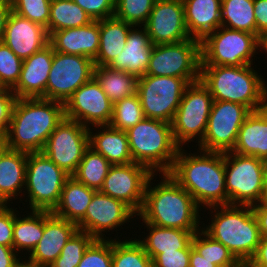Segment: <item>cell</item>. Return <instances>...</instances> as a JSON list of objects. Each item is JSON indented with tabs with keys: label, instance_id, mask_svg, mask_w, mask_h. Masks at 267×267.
<instances>
[{
	"label": "cell",
	"instance_id": "6da1fadb",
	"mask_svg": "<svg viewBox=\"0 0 267 267\" xmlns=\"http://www.w3.org/2000/svg\"><path fill=\"white\" fill-rule=\"evenodd\" d=\"M179 148L171 177L205 207L228 205L225 188L224 153L200 150V154L186 153Z\"/></svg>",
	"mask_w": 267,
	"mask_h": 267
},
{
	"label": "cell",
	"instance_id": "7a4b0ae2",
	"mask_svg": "<svg viewBox=\"0 0 267 267\" xmlns=\"http://www.w3.org/2000/svg\"><path fill=\"white\" fill-rule=\"evenodd\" d=\"M65 118L64 103L44 98H17L4 140L11 150L42 152Z\"/></svg>",
	"mask_w": 267,
	"mask_h": 267
},
{
	"label": "cell",
	"instance_id": "3957f363",
	"mask_svg": "<svg viewBox=\"0 0 267 267\" xmlns=\"http://www.w3.org/2000/svg\"><path fill=\"white\" fill-rule=\"evenodd\" d=\"M154 175L157 176L153 174L148 180L143 205L136 216L158 227L200 230V209L190 193L169 173L161 174L162 181L151 187Z\"/></svg>",
	"mask_w": 267,
	"mask_h": 267
},
{
	"label": "cell",
	"instance_id": "277c9868",
	"mask_svg": "<svg viewBox=\"0 0 267 267\" xmlns=\"http://www.w3.org/2000/svg\"><path fill=\"white\" fill-rule=\"evenodd\" d=\"M251 66H200V81L213 101H230L257 111L267 107V83Z\"/></svg>",
	"mask_w": 267,
	"mask_h": 267
},
{
	"label": "cell",
	"instance_id": "5b68a950",
	"mask_svg": "<svg viewBox=\"0 0 267 267\" xmlns=\"http://www.w3.org/2000/svg\"><path fill=\"white\" fill-rule=\"evenodd\" d=\"M207 209L215 213L211 224L202 226V230L227 247L240 263H248L261 239L252 206L221 205Z\"/></svg>",
	"mask_w": 267,
	"mask_h": 267
},
{
	"label": "cell",
	"instance_id": "8992f818",
	"mask_svg": "<svg viewBox=\"0 0 267 267\" xmlns=\"http://www.w3.org/2000/svg\"><path fill=\"white\" fill-rule=\"evenodd\" d=\"M126 133L133 162L153 174L169 173L180 148L174 141L171 123L144 118Z\"/></svg>",
	"mask_w": 267,
	"mask_h": 267
},
{
	"label": "cell",
	"instance_id": "52a82bcc",
	"mask_svg": "<svg viewBox=\"0 0 267 267\" xmlns=\"http://www.w3.org/2000/svg\"><path fill=\"white\" fill-rule=\"evenodd\" d=\"M228 205L253 206L267 200L261 159L224 152Z\"/></svg>",
	"mask_w": 267,
	"mask_h": 267
},
{
	"label": "cell",
	"instance_id": "ba28073f",
	"mask_svg": "<svg viewBox=\"0 0 267 267\" xmlns=\"http://www.w3.org/2000/svg\"><path fill=\"white\" fill-rule=\"evenodd\" d=\"M257 36L220 26L200 41V66L253 65Z\"/></svg>",
	"mask_w": 267,
	"mask_h": 267
},
{
	"label": "cell",
	"instance_id": "9c48e42d",
	"mask_svg": "<svg viewBox=\"0 0 267 267\" xmlns=\"http://www.w3.org/2000/svg\"><path fill=\"white\" fill-rule=\"evenodd\" d=\"M70 177L43 152L27 154L25 193L30 210L53 211L58 205L65 181Z\"/></svg>",
	"mask_w": 267,
	"mask_h": 267
},
{
	"label": "cell",
	"instance_id": "30bf717a",
	"mask_svg": "<svg viewBox=\"0 0 267 267\" xmlns=\"http://www.w3.org/2000/svg\"><path fill=\"white\" fill-rule=\"evenodd\" d=\"M212 103V95L200 80L187 86L171 123L174 141L180 148L195 137L198 143L202 141Z\"/></svg>",
	"mask_w": 267,
	"mask_h": 267
},
{
	"label": "cell",
	"instance_id": "8fae6325",
	"mask_svg": "<svg viewBox=\"0 0 267 267\" xmlns=\"http://www.w3.org/2000/svg\"><path fill=\"white\" fill-rule=\"evenodd\" d=\"M200 40L158 44L152 48L145 75L178 77L189 83L200 80Z\"/></svg>",
	"mask_w": 267,
	"mask_h": 267
},
{
	"label": "cell",
	"instance_id": "7c38bea8",
	"mask_svg": "<svg viewBox=\"0 0 267 267\" xmlns=\"http://www.w3.org/2000/svg\"><path fill=\"white\" fill-rule=\"evenodd\" d=\"M189 84L186 79L178 77L144 75L138 78L137 94L145 118L172 123Z\"/></svg>",
	"mask_w": 267,
	"mask_h": 267
},
{
	"label": "cell",
	"instance_id": "4fadbf2b",
	"mask_svg": "<svg viewBox=\"0 0 267 267\" xmlns=\"http://www.w3.org/2000/svg\"><path fill=\"white\" fill-rule=\"evenodd\" d=\"M252 111L243 104L213 101L199 150L228 152L235 147L240 127Z\"/></svg>",
	"mask_w": 267,
	"mask_h": 267
},
{
	"label": "cell",
	"instance_id": "5bb4252c",
	"mask_svg": "<svg viewBox=\"0 0 267 267\" xmlns=\"http://www.w3.org/2000/svg\"><path fill=\"white\" fill-rule=\"evenodd\" d=\"M89 147V128L64 118L51 133L42 152L72 176Z\"/></svg>",
	"mask_w": 267,
	"mask_h": 267
},
{
	"label": "cell",
	"instance_id": "9a60e30c",
	"mask_svg": "<svg viewBox=\"0 0 267 267\" xmlns=\"http://www.w3.org/2000/svg\"><path fill=\"white\" fill-rule=\"evenodd\" d=\"M94 67V61L86 56L54 51L47 99L65 104L77 89L94 77Z\"/></svg>",
	"mask_w": 267,
	"mask_h": 267
},
{
	"label": "cell",
	"instance_id": "2e32d148",
	"mask_svg": "<svg viewBox=\"0 0 267 267\" xmlns=\"http://www.w3.org/2000/svg\"><path fill=\"white\" fill-rule=\"evenodd\" d=\"M64 110L66 118L91 128V125H109L113 103L93 77L73 93L64 104Z\"/></svg>",
	"mask_w": 267,
	"mask_h": 267
},
{
	"label": "cell",
	"instance_id": "e0dca14e",
	"mask_svg": "<svg viewBox=\"0 0 267 267\" xmlns=\"http://www.w3.org/2000/svg\"><path fill=\"white\" fill-rule=\"evenodd\" d=\"M153 173L135 162L112 165L100 191L128 205L136 214L142 208L145 189Z\"/></svg>",
	"mask_w": 267,
	"mask_h": 267
},
{
	"label": "cell",
	"instance_id": "ac0fdd59",
	"mask_svg": "<svg viewBox=\"0 0 267 267\" xmlns=\"http://www.w3.org/2000/svg\"><path fill=\"white\" fill-rule=\"evenodd\" d=\"M135 215L137 214L128 205L98 190L94 193L85 216L77 223V227L94 239H104L103 233L115 230L126 222L129 223L132 217H136Z\"/></svg>",
	"mask_w": 267,
	"mask_h": 267
},
{
	"label": "cell",
	"instance_id": "d6986e66",
	"mask_svg": "<svg viewBox=\"0 0 267 267\" xmlns=\"http://www.w3.org/2000/svg\"><path fill=\"white\" fill-rule=\"evenodd\" d=\"M144 26L153 45L178 43L191 38L182 0H156Z\"/></svg>",
	"mask_w": 267,
	"mask_h": 267
},
{
	"label": "cell",
	"instance_id": "ffe728a7",
	"mask_svg": "<svg viewBox=\"0 0 267 267\" xmlns=\"http://www.w3.org/2000/svg\"><path fill=\"white\" fill-rule=\"evenodd\" d=\"M3 43L25 60L49 43L45 27L11 11L5 26Z\"/></svg>",
	"mask_w": 267,
	"mask_h": 267
},
{
	"label": "cell",
	"instance_id": "44dd1931",
	"mask_svg": "<svg viewBox=\"0 0 267 267\" xmlns=\"http://www.w3.org/2000/svg\"><path fill=\"white\" fill-rule=\"evenodd\" d=\"M53 55L54 49L48 43L41 50L23 60L19 81L12 89L16 98L47 99V82Z\"/></svg>",
	"mask_w": 267,
	"mask_h": 267
},
{
	"label": "cell",
	"instance_id": "7402d4cb",
	"mask_svg": "<svg viewBox=\"0 0 267 267\" xmlns=\"http://www.w3.org/2000/svg\"><path fill=\"white\" fill-rule=\"evenodd\" d=\"M77 230L76 223L57 217L51 211L44 210L43 235L27 260L35 264L51 265Z\"/></svg>",
	"mask_w": 267,
	"mask_h": 267
},
{
	"label": "cell",
	"instance_id": "603a6c76",
	"mask_svg": "<svg viewBox=\"0 0 267 267\" xmlns=\"http://www.w3.org/2000/svg\"><path fill=\"white\" fill-rule=\"evenodd\" d=\"M49 43L54 51L86 56L94 61L100 45L99 20L83 27L54 31L49 36Z\"/></svg>",
	"mask_w": 267,
	"mask_h": 267
},
{
	"label": "cell",
	"instance_id": "cb8c5ba5",
	"mask_svg": "<svg viewBox=\"0 0 267 267\" xmlns=\"http://www.w3.org/2000/svg\"><path fill=\"white\" fill-rule=\"evenodd\" d=\"M136 27H131L123 52L108 67L114 70L125 71L140 78L146 73L154 45L147 33V28L145 26ZM139 27L142 28L139 29Z\"/></svg>",
	"mask_w": 267,
	"mask_h": 267
},
{
	"label": "cell",
	"instance_id": "d4e9b609",
	"mask_svg": "<svg viewBox=\"0 0 267 267\" xmlns=\"http://www.w3.org/2000/svg\"><path fill=\"white\" fill-rule=\"evenodd\" d=\"M222 0H182L191 38L202 40L221 26Z\"/></svg>",
	"mask_w": 267,
	"mask_h": 267
},
{
	"label": "cell",
	"instance_id": "484cf974",
	"mask_svg": "<svg viewBox=\"0 0 267 267\" xmlns=\"http://www.w3.org/2000/svg\"><path fill=\"white\" fill-rule=\"evenodd\" d=\"M232 152L259 159L267 156V107L246 117Z\"/></svg>",
	"mask_w": 267,
	"mask_h": 267
},
{
	"label": "cell",
	"instance_id": "4316f807",
	"mask_svg": "<svg viewBox=\"0 0 267 267\" xmlns=\"http://www.w3.org/2000/svg\"><path fill=\"white\" fill-rule=\"evenodd\" d=\"M93 127L95 129L100 127V130L92 134L89 128L90 147L103 155L112 165H126L133 162L126 131L114 129L109 125Z\"/></svg>",
	"mask_w": 267,
	"mask_h": 267
},
{
	"label": "cell",
	"instance_id": "83f0119b",
	"mask_svg": "<svg viewBox=\"0 0 267 267\" xmlns=\"http://www.w3.org/2000/svg\"><path fill=\"white\" fill-rule=\"evenodd\" d=\"M132 26L115 16L99 20L100 45L95 66H108L123 52Z\"/></svg>",
	"mask_w": 267,
	"mask_h": 267
},
{
	"label": "cell",
	"instance_id": "f1b7e54d",
	"mask_svg": "<svg viewBox=\"0 0 267 267\" xmlns=\"http://www.w3.org/2000/svg\"><path fill=\"white\" fill-rule=\"evenodd\" d=\"M27 154L9 149L0 161V197L7 204L20 196L25 188Z\"/></svg>",
	"mask_w": 267,
	"mask_h": 267
},
{
	"label": "cell",
	"instance_id": "f546056e",
	"mask_svg": "<svg viewBox=\"0 0 267 267\" xmlns=\"http://www.w3.org/2000/svg\"><path fill=\"white\" fill-rule=\"evenodd\" d=\"M149 229L148 235L137 241L143 246L144 251L153 260L162 252H170L185 249L192 240L195 232L199 230H181L177 228L158 227L142 222Z\"/></svg>",
	"mask_w": 267,
	"mask_h": 267
},
{
	"label": "cell",
	"instance_id": "4dcf8cb0",
	"mask_svg": "<svg viewBox=\"0 0 267 267\" xmlns=\"http://www.w3.org/2000/svg\"><path fill=\"white\" fill-rule=\"evenodd\" d=\"M96 191L70 176L65 181L60 201L52 213L77 224L85 216L87 207Z\"/></svg>",
	"mask_w": 267,
	"mask_h": 267
},
{
	"label": "cell",
	"instance_id": "1f68e13d",
	"mask_svg": "<svg viewBox=\"0 0 267 267\" xmlns=\"http://www.w3.org/2000/svg\"><path fill=\"white\" fill-rule=\"evenodd\" d=\"M94 78L113 104L137 93L138 78L125 71L95 66Z\"/></svg>",
	"mask_w": 267,
	"mask_h": 267
},
{
	"label": "cell",
	"instance_id": "d6a6232c",
	"mask_svg": "<svg viewBox=\"0 0 267 267\" xmlns=\"http://www.w3.org/2000/svg\"><path fill=\"white\" fill-rule=\"evenodd\" d=\"M14 210L13 248L19 254L23 250L31 253L44 232V210H30L26 217H18ZM18 215V216H17Z\"/></svg>",
	"mask_w": 267,
	"mask_h": 267
},
{
	"label": "cell",
	"instance_id": "836d02e7",
	"mask_svg": "<svg viewBox=\"0 0 267 267\" xmlns=\"http://www.w3.org/2000/svg\"><path fill=\"white\" fill-rule=\"evenodd\" d=\"M94 21L73 0H51L48 35L66 28L83 27Z\"/></svg>",
	"mask_w": 267,
	"mask_h": 267
},
{
	"label": "cell",
	"instance_id": "e575fe53",
	"mask_svg": "<svg viewBox=\"0 0 267 267\" xmlns=\"http://www.w3.org/2000/svg\"><path fill=\"white\" fill-rule=\"evenodd\" d=\"M221 26L256 35L254 0H222Z\"/></svg>",
	"mask_w": 267,
	"mask_h": 267
},
{
	"label": "cell",
	"instance_id": "d590c367",
	"mask_svg": "<svg viewBox=\"0 0 267 267\" xmlns=\"http://www.w3.org/2000/svg\"><path fill=\"white\" fill-rule=\"evenodd\" d=\"M112 164L92 147H88L77 171L72 175L78 182L89 188L100 190Z\"/></svg>",
	"mask_w": 267,
	"mask_h": 267
},
{
	"label": "cell",
	"instance_id": "8d00e7d4",
	"mask_svg": "<svg viewBox=\"0 0 267 267\" xmlns=\"http://www.w3.org/2000/svg\"><path fill=\"white\" fill-rule=\"evenodd\" d=\"M112 240V267H153V260L135 238Z\"/></svg>",
	"mask_w": 267,
	"mask_h": 267
},
{
	"label": "cell",
	"instance_id": "74e56055",
	"mask_svg": "<svg viewBox=\"0 0 267 267\" xmlns=\"http://www.w3.org/2000/svg\"><path fill=\"white\" fill-rule=\"evenodd\" d=\"M191 243L201 256L213 261L218 267H237L241 264L227 247L212 239L202 229L194 233Z\"/></svg>",
	"mask_w": 267,
	"mask_h": 267
},
{
	"label": "cell",
	"instance_id": "f35d334b",
	"mask_svg": "<svg viewBox=\"0 0 267 267\" xmlns=\"http://www.w3.org/2000/svg\"><path fill=\"white\" fill-rule=\"evenodd\" d=\"M145 118L138 94L123 98L113 104L109 126L127 131Z\"/></svg>",
	"mask_w": 267,
	"mask_h": 267
},
{
	"label": "cell",
	"instance_id": "ab89813d",
	"mask_svg": "<svg viewBox=\"0 0 267 267\" xmlns=\"http://www.w3.org/2000/svg\"><path fill=\"white\" fill-rule=\"evenodd\" d=\"M156 0H115L114 16L133 26H144Z\"/></svg>",
	"mask_w": 267,
	"mask_h": 267
},
{
	"label": "cell",
	"instance_id": "60d3db41",
	"mask_svg": "<svg viewBox=\"0 0 267 267\" xmlns=\"http://www.w3.org/2000/svg\"><path fill=\"white\" fill-rule=\"evenodd\" d=\"M94 238L85 231L77 230L67 241L52 267H78L86 248Z\"/></svg>",
	"mask_w": 267,
	"mask_h": 267
},
{
	"label": "cell",
	"instance_id": "b9f144b4",
	"mask_svg": "<svg viewBox=\"0 0 267 267\" xmlns=\"http://www.w3.org/2000/svg\"><path fill=\"white\" fill-rule=\"evenodd\" d=\"M51 0H11L12 11L46 28L50 19Z\"/></svg>",
	"mask_w": 267,
	"mask_h": 267
},
{
	"label": "cell",
	"instance_id": "7bdbcfd3",
	"mask_svg": "<svg viewBox=\"0 0 267 267\" xmlns=\"http://www.w3.org/2000/svg\"><path fill=\"white\" fill-rule=\"evenodd\" d=\"M78 267H112V239H94L86 248Z\"/></svg>",
	"mask_w": 267,
	"mask_h": 267
},
{
	"label": "cell",
	"instance_id": "ee69618b",
	"mask_svg": "<svg viewBox=\"0 0 267 267\" xmlns=\"http://www.w3.org/2000/svg\"><path fill=\"white\" fill-rule=\"evenodd\" d=\"M23 60L0 42V81L6 89H13L19 81Z\"/></svg>",
	"mask_w": 267,
	"mask_h": 267
},
{
	"label": "cell",
	"instance_id": "f6af8a7d",
	"mask_svg": "<svg viewBox=\"0 0 267 267\" xmlns=\"http://www.w3.org/2000/svg\"><path fill=\"white\" fill-rule=\"evenodd\" d=\"M93 20H101L114 16L115 0H73Z\"/></svg>",
	"mask_w": 267,
	"mask_h": 267
},
{
	"label": "cell",
	"instance_id": "bcb514c9",
	"mask_svg": "<svg viewBox=\"0 0 267 267\" xmlns=\"http://www.w3.org/2000/svg\"><path fill=\"white\" fill-rule=\"evenodd\" d=\"M190 243L185 249L162 252L153 259V267H190Z\"/></svg>",
	"mask_w": 267,
	"mask_h": 267
},
{
	"label": "cell",
	"instance_id": "7dc6e473",
	"mask_svg": "<svg viewBox=\"0 0 267 267\" xmlns=\"http://www.w3.org/2000/svg\"><path fill=\"white\" fill-rule=\"evenodd\" d=\"M0 206V245L13 247L14 208Z\"/></svg>",
	"mask_w": 267,
	"mask_h": 267
},
{
	"label": "cell",
	"instance_id": "c3c4849f",
	"mask_svg": "<svg viewBox=\"0 0 267 267\" xmlns=\"http://www.w3.org/2000/svg\"><path fill=\"white\" fill-rule=\"evenodd\" d=\"M16 96L11 89L0 91V134L4 137L8 131Z\"/></svg>",
	"mask_w": 267,
	"mask_h": 267
},
{
	"label": "cell",
	"instance_id": "681fc988",
	"mask_svg": "<svg viewBox=\"0 0 267 267\" xmlns=\"http://www.w3.org/2000/svg\"><path fill=\"white\" fill-rule=\"evenodd\" d=\"M254 15L256 36L262 32H267V0H254Z\"/></svg>",
	"mask_w": 267,
	"mask_h": 267
},
{
	"label": "cell",
	"instance_id": "f907efd6",
	"mask_svg": "<svg viewBox=\"0 0 267 267\" xmlns=\"http://www.w3.org/2000/svg\"><path fill=\"white\" fill-rule=\"evenodd\" d=\"M247 265L248 267H267V237L261 236L260 243Z\"/></svg>",
	"mask_w": 267,
	"mask_h": 267
},
{
	"label": "cell",
	"instance_id": "816d5d0a",
	"mask_svg": "<svg viewBox=\"0 0 267 267\" xmlns=\"http://www.w3.org/2000/svg\"><path fill=\"white\" fill-rule=\"evenodd\" d=\"M18 255L13 247L0 245V267H20L22 257Z\"/></svg>",
	"mask_w": 267,
	"mask_h": 267
},
{
	"label": "cell",
	"instance_id": "f5cc1de1",
	"mask_svg": "<svg viewBox=\"0 0 267 267\" xmlns=\"http://www.w3.org/2000/svg\"><path fill=\"white\" fill-rule=\"evenodd\" d=\"M252 210L257 219L261 236L267 237V200L253 205Z\"/></svg>",
	"mask_w": 267,
	"mask_h": 267
},
{
	"label": "cell",
	"instance_id": "db71d44e",
	"mask_svg": "<svg viewBox=\"0 0 267 267\" xmlns=\"http://www.w3.org/2000/svg\"><path fill=\"white\" fill-rule=\"evenodd\" d=\"M11 11V0H0V42L3 40L5 26Z\"/></svg>",
	"mask_w": 267,
	"mask_h": 267
},
{
	"label": "cell",
	"instance_id": "11a10c76",
	"mask_svg": "<svg viewBox=\"0 0 267 267\" xmlns=\"http://www.w3.org/2000/svg\"><path fill=\"white\" fill-rule=\"evenodd\" d=\"M189 264L190 267H218L213 263V261H209L201 256L193 247L190 250Z\"/></svg>",
	"mask_w": 267,
	"mask_h": 267
},
{
	"label": "cell",
	"instance_id": "9f6ffc18",
	"mask_svg": "<svg viewBox=\"0 0 267 267\" xmlns=\"http://www.w3.org/2000/svg\"><path fill=\"white\" fill-rule=\"evenodd\" d=\"M260 49L267 54V32H262L257 36V50Z\"/></svg>",
	"mask_w": 267,
	"mask_h": 267
},
{
	"label": "cell",
	"instance_id": "6f0895ef",
	"mask_svg": "<svg viewBox=\"0 0 267 267\" xmlns=\"http://www.w3.org/2000/svg\"><path fill=\"white\" fill-rule=\"evenodd\" d=\"M10 148L7 146L6 141L3 139L0 142V161L3 155L9 150ZM7 203L0 197V206L6 205Z\"/></svg>",
	"mask_w": 267,
	"mask_h": 267
},
{
	"label": "cell",
	"instance_id": "680465c9",
	"mask_svg": "<svg viewBox=\"0 0 267 267\" xmlns=\"http://www.w3.org/2000/svg\"><path fill=\"white\" fill-rule=\"evenodd\" d=\"M261 165H262L264 186L267 195V156L261 159Z\"/></svg>",
	"mask_w": 267,
	"mask_h": 267
},
{
	"label": "cell",
	"instance_id": "91938a15",
	"mask_svg": "<svg viewBox=\"0 0 267 267\" xmlns=\"http://www.w3.org/2000/svg\"><path fill=\"white\" fill-rule=\"evenodd\" d=\"M20 267H52V266L35 264L25 259L21 261Z\"/></svg>",
	"mask_w": 267,
	"mask_h": 267
},
{
	"label": "cell",
	"instance_id": "94428289",
	"mask_svg": "<svg viewBox=\"0 0 267 267\" xmlns=\"http://www.w3.org/2000/svg\"><path fill=\"white\" fill-rule=\"evenodd\" d=\"M237 267H248L247 263H241Z\"/></svg>",
	"mask_w": 267,
	"mask_h": 267
},
{
	"label": "cell",
	"instance_id": "6125c7cd",
	"mask_svg": "<svg viewBox=\"0 0 267 267\" xmlns=\"http://www.w3.org/2000/svg\"><path fill=\"white\" fill-rule=\"evenodd\" d=\"M6 89L2 84H1V81H0V91Z\"/></svg>",
	"mask_w": 267,
	"mask_h": 267
},
{
	"label": "cell",
	"instance_id": "be15d7a7",
	"mask_svg": "<svg viewBox=\"0 0 267 267\" xmlns=\"http://www.w3.org/2000/svg\"><path fill=\"white\" fill-rule=\"evenodd\" d=\"M4 139V137L0 134V142Z\"/></svg>",
	"mask_w": 267,
	"mask_h": 267
}]
</instances>
